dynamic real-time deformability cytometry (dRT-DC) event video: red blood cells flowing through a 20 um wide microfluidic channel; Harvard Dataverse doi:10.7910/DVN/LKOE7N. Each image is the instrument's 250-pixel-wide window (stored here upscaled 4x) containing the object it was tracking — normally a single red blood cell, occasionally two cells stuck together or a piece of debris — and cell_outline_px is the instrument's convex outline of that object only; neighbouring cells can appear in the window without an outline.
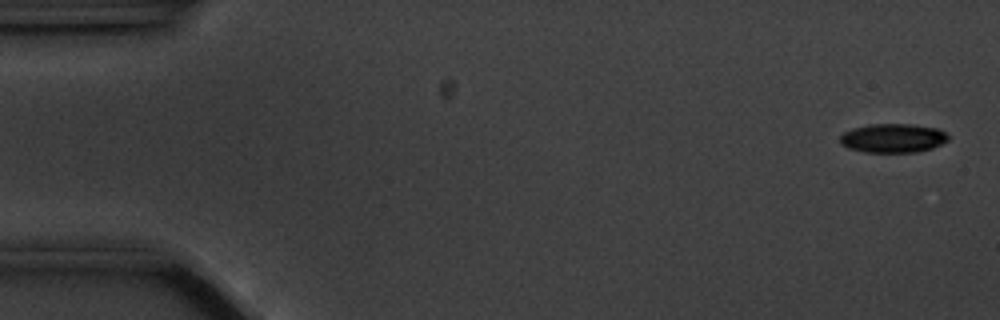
{"species": "common noctule bat (a hibernating species)", "species_latin": "Nyctalus noctula", "temperature_condition": "cold", "stored_images_in_passage": 56, "camera_frame_rate_fps": 3000, "um_per_image_px": 0.085, "animal": {"sex": "male", "body_mass_g": 20.1, "forearm_length_mm": 53.5}, "frame": {"image": 1, "passage_image": 2, "time_ms": 0.333, "image_size_px": [1000, 320], "cell_outline_px": [[948, 140], [932, 148], [916, 152], [864, 152], [848, 148], [840, 144], [840, 136], [844, 132], [852, 128], [868, 124], [912, 124], [936, 128], [944, 132], [948, 136]], "centroid_in_image_um": [75.86, 11.74], "position_along_channel_um": 9.1, "area_um2": 18.26}}
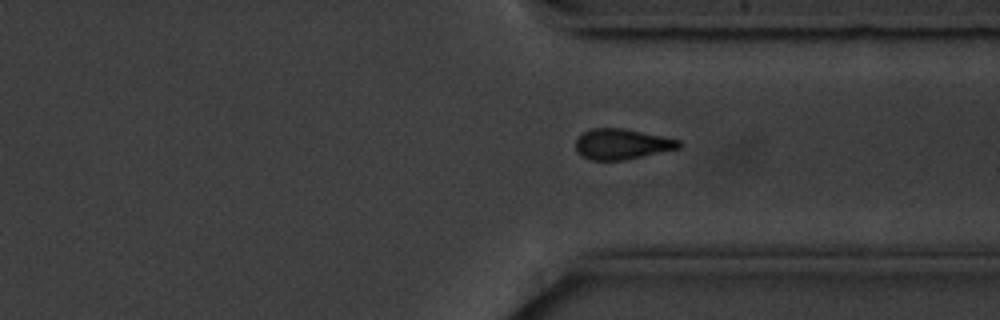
{"frame": {"image": 2, "passage_image": 42, "time_ms": 13.667, "image_size_px": [1000, 320], "cell_outline_px": [[684, 144], [680, 148], [624, 160], [588, 160], [576, 148], [576, 140], [584, 132], [592, 128], [620, 128], [680, 140]], "centroid_in_image_um": [52.88, 12.25], "position_along_channel_um": 358.5, "area_um2": 18.03}}
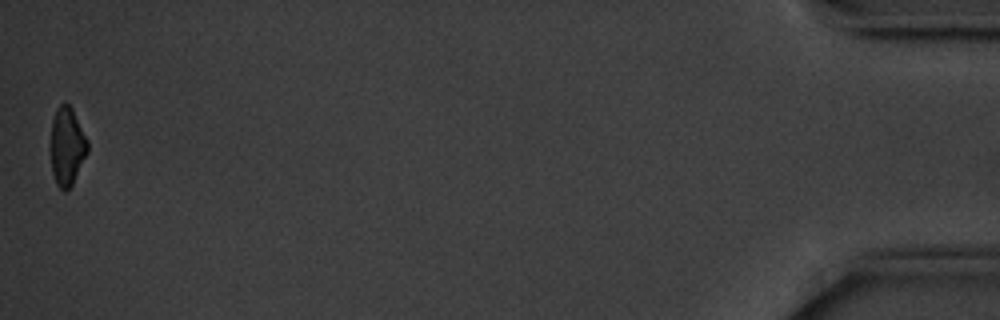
{"frame": {"image": 3, "passage_image": 56, "time_ms": 18.333, "image_size_px": [1000, 320], "cell_outline_px": [[88, 152], [72, 184], [64, 192], [56, 184], [52, 172], [48, 148], [48, 144], [52, 120], [56, 108], [64, 100], [72, 108], [88, 140]], "centroid_in_image_um": [5.65, 12.41], "position_along_channel_um": 429.6, "area_um2": 17.46}, "authors_computed_cell_mechanics": {"area_um2": 19.1029, "velocity_mm_per_s": 3.5565, "shape_relaxation_time_tau1_ms": 2.8101, "shape_relaxation_time_tau2_ms": null, "deformation_change_tau1": 0.0816, "deformation_change_tau2": null}}